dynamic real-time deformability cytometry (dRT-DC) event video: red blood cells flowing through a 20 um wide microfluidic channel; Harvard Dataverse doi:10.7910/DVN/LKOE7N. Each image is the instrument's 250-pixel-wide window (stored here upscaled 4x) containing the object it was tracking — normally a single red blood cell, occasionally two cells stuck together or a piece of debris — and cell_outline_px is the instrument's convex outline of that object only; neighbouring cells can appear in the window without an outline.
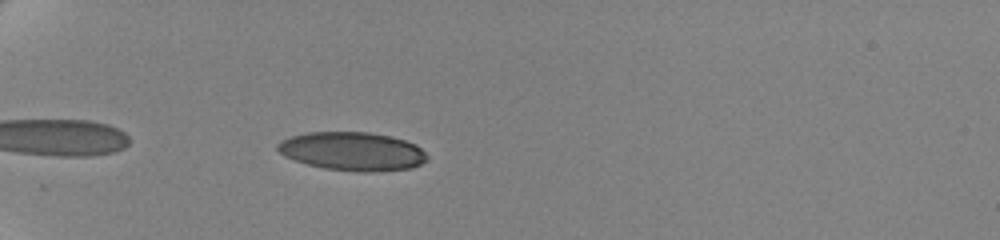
{"species": "human", "species_latin": "Homo sapiens", "temperature_condition": "cold", "stored_images_in_passage": 41, "camera_frame_rate_fps": 3000, "um_per_image_px": 0.085, "donor": {"sex": "female"}, "frame": {"image": 1, "passage_image": 5, "time_ms": 1.333, "image_size_px": [1000, 240], "cell_outline_px": [[428, 160], [412, 168], [376, 172], [356, 172], [324, 168], [308, 164], [284, 156], [276, 148], [276, 144], [280, 140], [292, 136], [308, 132], [368, 132], [388, 136], [404, 140], [416, 144], [428, 156]], "centroid_in_image_um": [29.96, 12.87], "position_along_channel_um": 55.0, "area_um2": 33.64}}
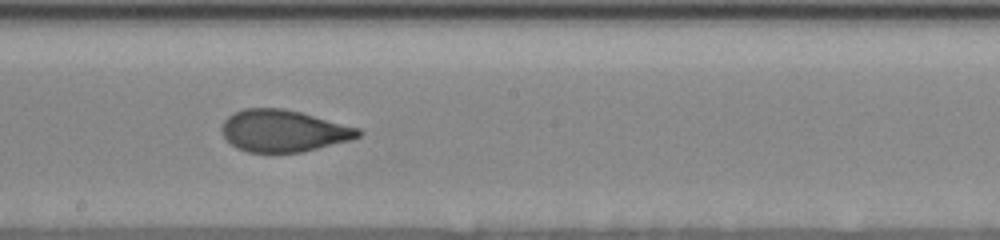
{"frame": {"image": 2, "passage_image": 22, "time_ms": 7.0, "image_size_px": [1000, 240], "cell_outline_px": [[364, 132], [360, 136], [352, 140], [300, 152], [248, 152], [236, 148], [224, 136], [220, 128], [224, 120], [232, 112], [244, 108], [284, 108], [300, 112], [360, 128]], "centroid_in_image_um": [24.09, 11.11], "position_along_channel_um": 224.1, "area_um2": 33.41}}
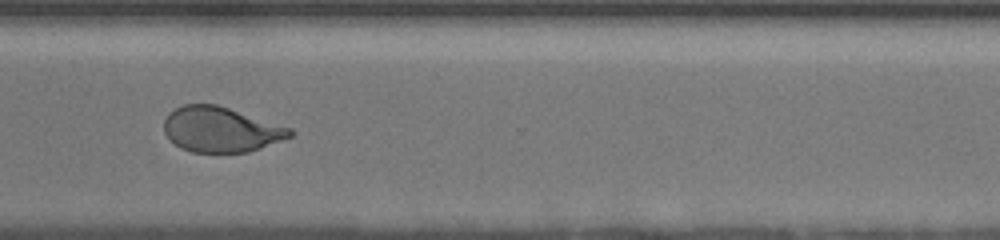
{"frame": {"image": 3, "passage_image": 33, "time_ms": 10.667, "image_size_px": [1000, 240], "cell_outline_px": [[292, 136], [260, 148], [248, 152], [192, 152], [180, 148], [164, 132], [164, 120], [168, 112], [184, 104], [216, 104], [292, 128]], "centroid_in_image_um": [18.75, 11.0], "position_along_channel_um": 351.8, "area_um2": 32.95}, "authors_computed_cell_mechanics": {"area_um2": 34.1598, "velocity_mm_per_s": 3.4974, "shape_relaxation_time_tau1_ms": 6.0223, "shape_relaxation_time_tau2_ms": 0.9214, "deformation_change_tau1": 0.1692, "deformation_change_tau2": 0.0571}}